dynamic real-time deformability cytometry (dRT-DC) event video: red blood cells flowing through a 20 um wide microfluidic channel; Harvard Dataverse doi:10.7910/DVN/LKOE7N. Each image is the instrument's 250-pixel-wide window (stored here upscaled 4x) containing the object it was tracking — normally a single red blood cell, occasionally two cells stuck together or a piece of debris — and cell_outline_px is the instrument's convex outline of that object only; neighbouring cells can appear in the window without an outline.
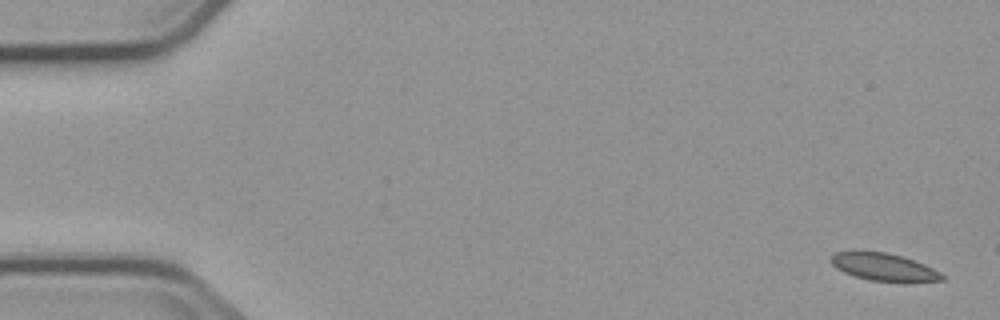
{"species": "common noctule bat (a hibernating species)", "species_latin": "Nyctalus noctula", "temperature_condition": "cold", "stored_images_in_passage": 6, "segment_of_instrument_passage": [1, 2], "camera_frame_rate_fps": 3000, "um_per_image_px": 0.085, "animal": {"sex": "male", "body_mass_g": 23.1, "forearm_length_mm": 52.7}, "frame": {"image": 1, "passage_image": 1, "time_ms": 0.0, "image_size_px": [1000, 320], "cell_outline_px": [[944, 280], [908, 284], [904, 284], [868, 280], [844, 272], [836, 268], [828, 260], [828, 256], [836, 252], [884, 252], [904, 256], [924, 264], [940, 272], [944, 276]], "centroid_in_image_um": [75.17, 22.74], "position_along_channel_um": 9.8, "area_um2": 18.38}}